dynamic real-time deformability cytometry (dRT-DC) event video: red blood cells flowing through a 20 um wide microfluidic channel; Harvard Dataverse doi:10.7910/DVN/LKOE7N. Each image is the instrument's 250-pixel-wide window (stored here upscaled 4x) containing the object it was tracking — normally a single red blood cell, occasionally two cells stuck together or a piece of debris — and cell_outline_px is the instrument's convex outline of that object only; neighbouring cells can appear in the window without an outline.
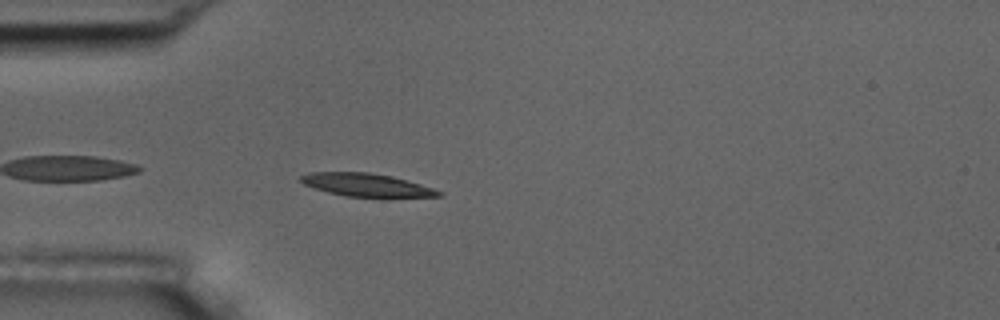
{"species": "common noctule bat (a hibernating species)", "species_latin": "Nyctalus noctula", "temperature_condition": "room temperature", "stored_images_in_passage": 41, "camera_frame_rate_fps": 3000, "um_per_image_px": 0.085, "animal": {"sex": "male", "body_mass_g": 17.5, "forearm_length_mm": 52.3}, "frame": {"image": 1, "passage_image": 2, "time_ms": 0.333, "image_size_px": [1000, 320], "cell_outline_px": [[444, 196], [388, 200], [344, 196], [328, 192], [304, 184], [300, 180], [300, 176], [308, 172], [368, 172], [392, 176], [420, 184], [444, 192]], "centroid_in_image_um": [31.28, 15.78], "position_along_channel_um": 53.7, "area_um2": 19.54}}
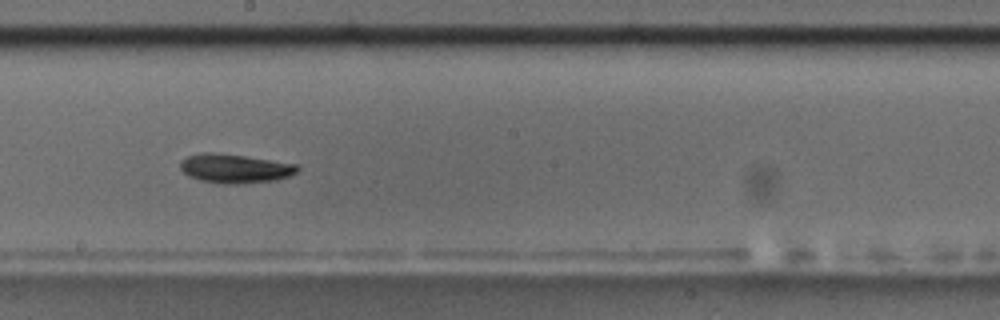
{"frame": {"image": 2, "passage_image": 17, "time_ms": 5.333, "image_size_px": [1000, 320], "cell_outline_px": [[300, 168], [296, 172], [288, 176], [276, 180], [236, 184], [224, 184], [200, 180], [188, 176], [180, 168], [180, 160], [188, 156], [200, 152], [212, 152], [244, 156], [296, 164]], "centroid_in_image_um": [19.92, 14.32], "position_along_channel_um": 228.3, "area_um2": 19.71}}
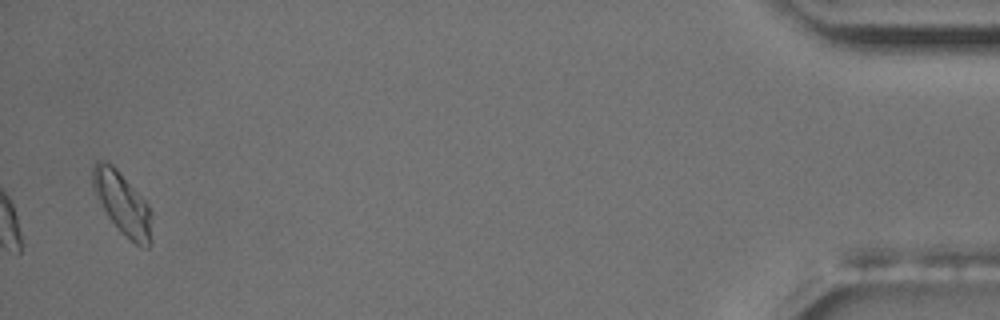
{"frame": {"image": 3, "passage_image": 40, "time_ms": 13.0, "image_size_px": [1000, 320], "cell_outline_px": [[152, 240], [148, 248], [140, 248], [120, 232], [108, 216], [96, 196], [92, 188], [92, 164], [96, 160], [104, 160], [112, 164], [116, 168], [148, 204], [152, 212]], "centroid_in_image_um": [10.42, 17.31], "position_along_channel_um": 424.8, "area_um2": 21.79}, "authors_computed_cell_mechanics": {"area_um2": 19.074, "velocity_mm_per_s": 3.6582, "shape_relaxation_time_tau1_ms": 6.1369, "shape_relaxation_time_tau2_ms": 8.151, "deformation_change_tau1": 0.1427, "deformation_change_tau2": 0.1334}}